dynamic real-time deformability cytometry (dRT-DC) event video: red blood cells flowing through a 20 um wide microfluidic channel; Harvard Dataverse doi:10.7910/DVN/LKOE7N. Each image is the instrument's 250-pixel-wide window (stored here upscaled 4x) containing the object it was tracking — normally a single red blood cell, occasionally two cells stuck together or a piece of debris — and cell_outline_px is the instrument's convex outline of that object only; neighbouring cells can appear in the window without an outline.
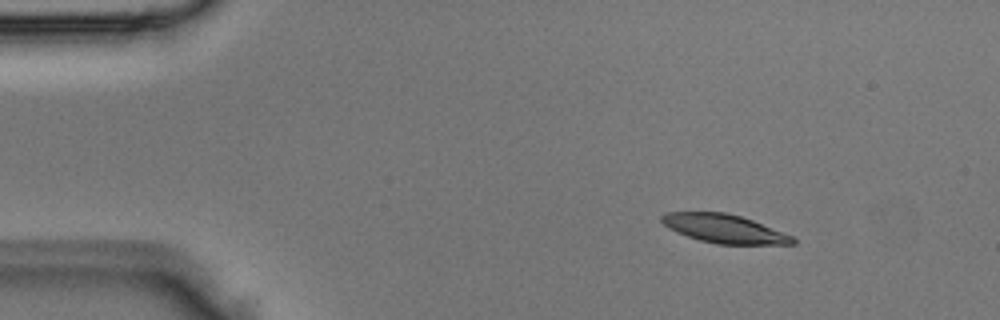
{"species": "Egyptian fruit bat (a non-hibernating species)", "species_latin": "Rousettus aegyptiacus", "temperature_condition": "room temperature", "stored_images_in_passage": 3, "camera_frame_rate_fps": 3000, "um_per_image_px": 0.085, "animal": {"sex": "male"}, "frame": {"image": 1, "passage_image": 1, "time_ms": 0.0, "image_size_px": [1000, 320], "cell_outline_px": [[796, 244], [716, 244], [700, 240], [676, 232], [668, 228], [660, 220], [660, 216], [668, 212], [724, 212], [740, 216], [752, 220], [792, 236], [796, 240]], "centroid_in_image_um": [61.53, 19.44], "position_along_channel_um": 23.5, "area_um2": 21.62}}
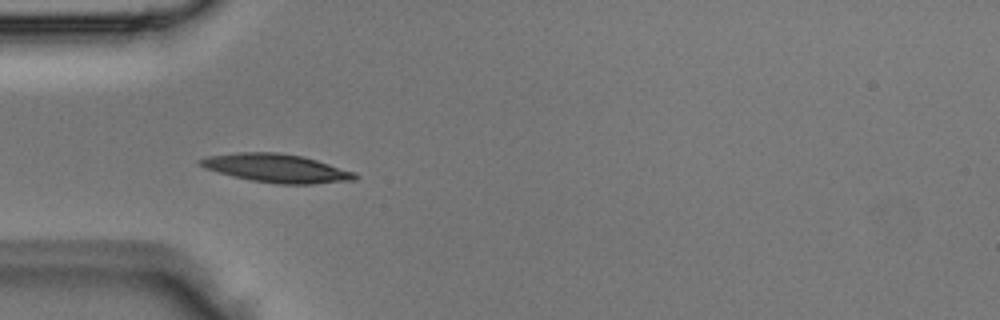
{"frame": {"image": 2, "passage_image": 3, "time_ms": 0.667, "image_size_px": [1000, 320], "cell_outline_px": [[360, 176], [356, 180], [312, 184], [276, 184], [252, 180], [232, 176], [204, 168], [196, 164], [196, 160], [208, 156], [236, 152], [280, 152], [304, 156], [356, 172]], "centroid_in_image_um": [23.51, 14.29], "position_along_channel_um": 61.5, "area_um2": 26.01}}